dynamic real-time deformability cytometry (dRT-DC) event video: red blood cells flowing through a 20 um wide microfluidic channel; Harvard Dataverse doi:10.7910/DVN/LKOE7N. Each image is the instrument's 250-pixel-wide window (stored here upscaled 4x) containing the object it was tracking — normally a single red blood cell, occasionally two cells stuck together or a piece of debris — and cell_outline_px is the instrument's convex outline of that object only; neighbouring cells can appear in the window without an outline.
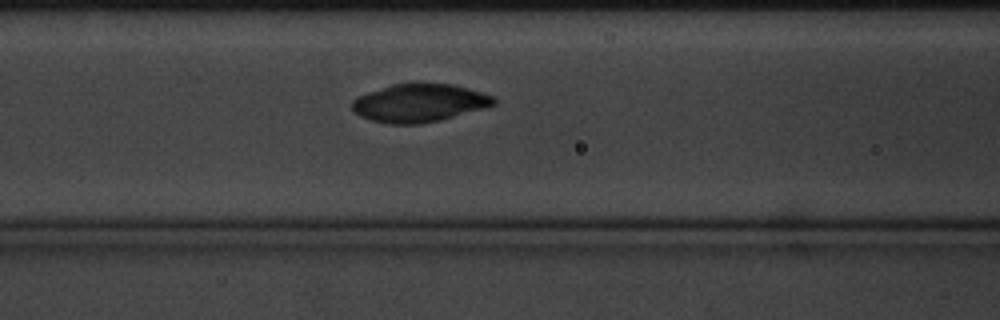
{"species": "common noctule bat (a hibernating species)", "species_latin": "Nyctalus noctula", "temperature_condition": "cold", "stored_images_in_passage": 39, "camera_frame_rate_fps": 3000, "um_per_image_px": 0.085, "animal": {"sex": "male", "body_mass_g": 20.1, "forearm_length_mm": 53.5}, "frame": {"image": 1, "passage_image": 8, "time_ms": 2.333, "image_size_px": [1000, 320], "cell_outline_px": [[496, 104], [440, 120], [420, 124], [388, 124], [372, 120], [360, 116], [352, 108], [352, 100], [356, 96], [392, 84], [452, 84], [468, 88], [496, 96]], "centroid_in_image_um": [35.64, 8.75], "position_along_channel_um": 131.0, "area_um2": 31.21}}
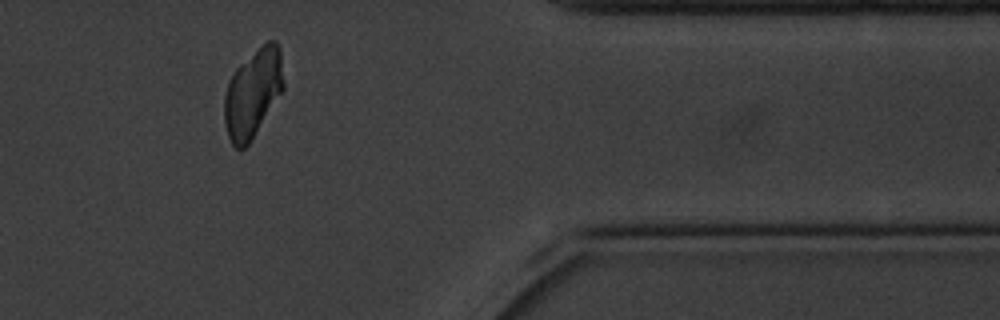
{"frame": {"image": 2, "passage_image": 33, "time_ms": 10.667, "image_size_px": [1000, 320], "cell_outline_px": [[284, 88], [252, 140], [244, 148], [236, 148], [232, 144], [228, 136], [224, 124], [224, 96], [228, 80], [236, 68], [260, 44], [268, 40], [276, 40], [280, 48], [284, 84]], "centroid_in_image_um": [21.49, 7.89], "position_along_channel_um": 389.9, "area_um2": 30.81}}